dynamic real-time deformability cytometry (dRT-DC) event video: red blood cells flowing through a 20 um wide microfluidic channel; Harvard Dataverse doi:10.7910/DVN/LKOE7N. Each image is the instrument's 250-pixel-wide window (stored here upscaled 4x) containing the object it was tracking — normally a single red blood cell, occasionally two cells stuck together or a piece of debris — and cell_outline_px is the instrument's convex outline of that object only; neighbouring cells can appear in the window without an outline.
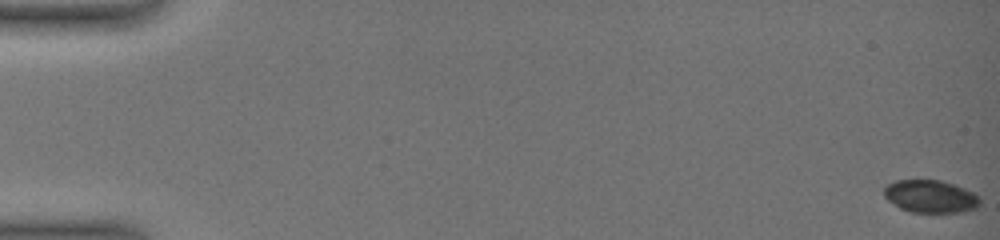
{"species": "common noctule bat (a hibernating species)", "species_latin": "Nyctalus noctula", "temperature_condition": "warm", "stored_images_in_passage": 8, "camera_frame_rate_fps": 3000, "um_per_image_px": 0.085, "animal": {"sex": "female", "body_mass_g": 19.0, "forearm_length_mm": 51.5}, "frame": {"image": 1, "passage_image": 1, "time_ms": 0.0, "image_size_px": [1000, 240], "cell_outline_px": [[980, 204], [976, 208], [960, 212], [912, 212], [900, 208], [888, 200], [884, 196], [884, 188], [888, 184], [896, 180], [940, 180], [964, 188], [980, 196]], "centroid_in_image_um": [79.09, 16.69], "position_along_channel_um": 5.9, "area_um2": 18.15}}